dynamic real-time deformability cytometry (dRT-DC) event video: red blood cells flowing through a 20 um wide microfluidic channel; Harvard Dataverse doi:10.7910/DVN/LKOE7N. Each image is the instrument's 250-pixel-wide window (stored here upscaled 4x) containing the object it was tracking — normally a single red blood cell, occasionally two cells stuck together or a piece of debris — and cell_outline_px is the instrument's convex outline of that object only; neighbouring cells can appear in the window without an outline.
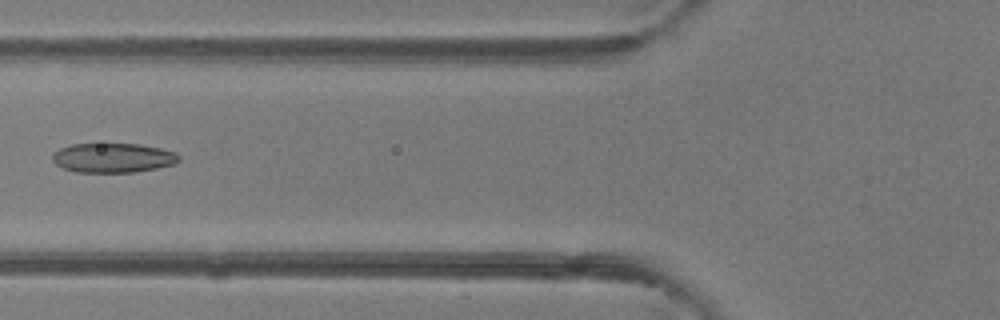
{"species": "common noctule bat (a hibernating species)", "species_latin": "Nyctalus noctula", "temperature_condition": "room temperature", "stored_images_in_passage": 6, "camera_frame_rate_fps": 3000, "um_per_image_px": 0.085, "animal": {"sex": "female"}, "frame": {"image": 1, "passage_image": 5, "time_ms": 4.667, "image_size_px": [1000, 320], "cell_outline_px": [[180, 160], [176, 164], [136, 172], [76, 172], [64, 168], [56, 164], [52, 160], [52, 156], [60, 148], [72, 144], [140, 144], [160, 148], [176, 152], [180, 156]], "centroid_in_image_um": [9.65, 13.42], "position_along_channel_um": 116.2, "area_um2": 21.73}}
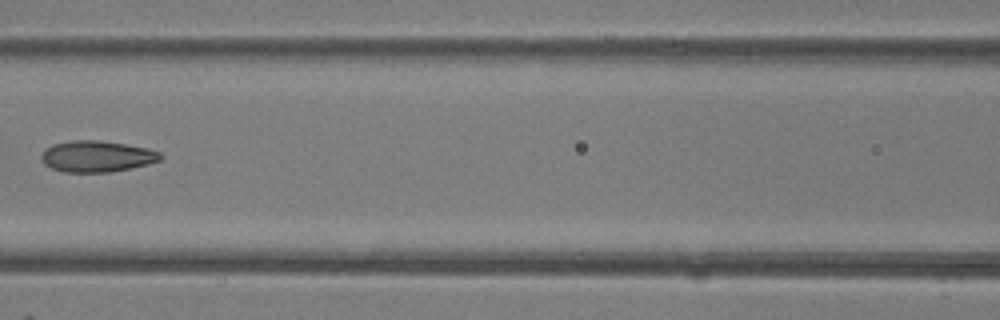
{"frame": {"image": 2, "passage_image": 6, "time_ms": 5.667, "image_size_px": [1000, 320], "cell_outline_px": [[164, 156], [160, 160], [148, 164], [108, 172], [64, 172], [52, 168], [44, 164], [40, 156], [44, 148], [52, 144], [72, 140], [100, 140], [148, 148], [160, 152]], "centroid_in_image_um": [8.21, 13.28], "position_along_channel_um": 158.4, "area_um2": 21.73}}